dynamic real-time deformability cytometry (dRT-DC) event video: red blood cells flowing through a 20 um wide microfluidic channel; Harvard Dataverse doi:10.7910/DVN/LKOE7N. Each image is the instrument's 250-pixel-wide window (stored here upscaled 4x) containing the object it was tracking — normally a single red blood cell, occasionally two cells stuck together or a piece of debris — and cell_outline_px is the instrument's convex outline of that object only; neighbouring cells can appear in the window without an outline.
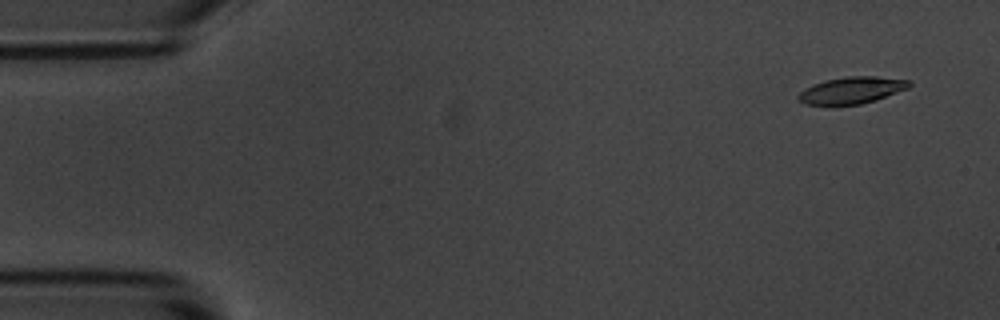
{"species": "common noctule bat (a hibernating species)", "species_latin": "Nyctalus noctula", "temperature_condition": "room temperature", "stored_images_in_passage": 4, "camera_frame_rate_fps": 3000, "um_per_image_px": 0.085, "animal": {"sex": "male", "body_mass_g": 20.1, "forearm_length_mm": 53.5}, "frame": {"image": 1, "passage_image": 1, "time_ms": 0.0, "image_size_px": [1000, 320], "cell_outline_px": [[912, 84], [908, 88], [876, 100], [860, 104], [804, 104], [796, 100], [796, 96], [804, 88], [812, 84], [824, 80], [848, 76], [876, 76], [912, 80]], "centroid_in_image_um": [72.38, 7.65], "position_along_channel_um": 12.6, "area_um2": 17.4}}
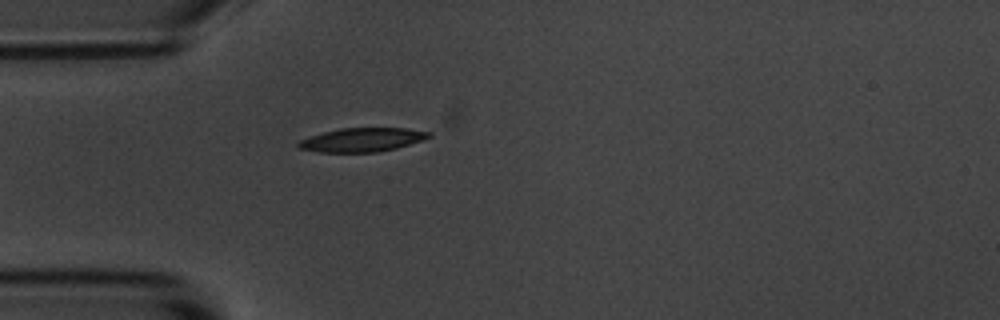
{"frame": {"image": 2, "passage_image": 4, "time_ms": 4.0, "image_size_px": [1000, 320], "cell_outline_px": [[432, 136], [424, 140], [396, 148], [376, 152], [320, 152], [300, 148], [296, 144], [300, 140], [324, 132], [340, 128], [408, 128], [432, 132]], "centroid_in_image_um": [30.84, 11.87], "position_along_channel_um": 54.2, "area_um2": 18.03}}